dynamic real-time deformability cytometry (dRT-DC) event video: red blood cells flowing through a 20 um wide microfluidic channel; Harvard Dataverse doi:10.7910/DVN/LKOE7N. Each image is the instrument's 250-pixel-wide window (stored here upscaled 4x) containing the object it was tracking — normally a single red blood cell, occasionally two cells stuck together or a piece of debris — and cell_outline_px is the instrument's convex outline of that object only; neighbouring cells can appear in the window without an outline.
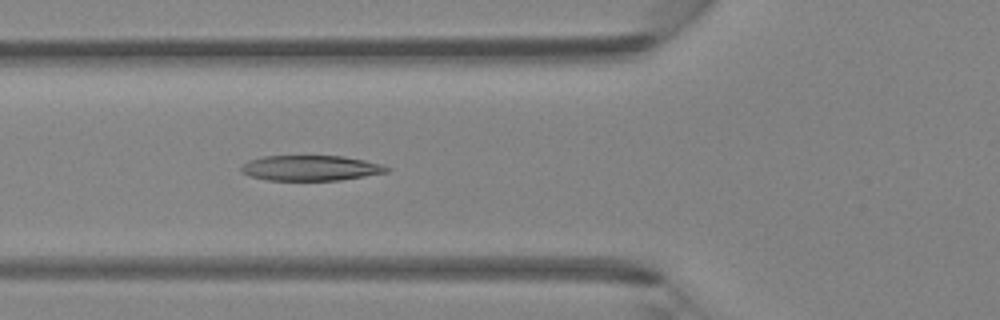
{"species": "Egyptian fruit bat (a non-hibernating species)", "species_latin": "Rousettus aegyptiacus", "temperature_condition": "room temperature", "stored_images_in_passage": 15, "camera_frame_rate_fps": 3000, "um_per_image_px": 0.085, "animal": {"sex": "female"}, "frame": {"image": 1, "passage_image": 11, "time_ms": 3.333, "image_size_px": [1000, 320], "cell_outline_px": [[392, 168], [388, 172], [340, 180], [268, 180], [252, 176], [240, 172], [240, 168], [248, 160], [260, 156], [344, 156], [364, 160], [380, 164]], "centroid_in_image_um": [26.4, 14.27], "position_along_channel_um": 99.4, "area_um2": 21.44}}
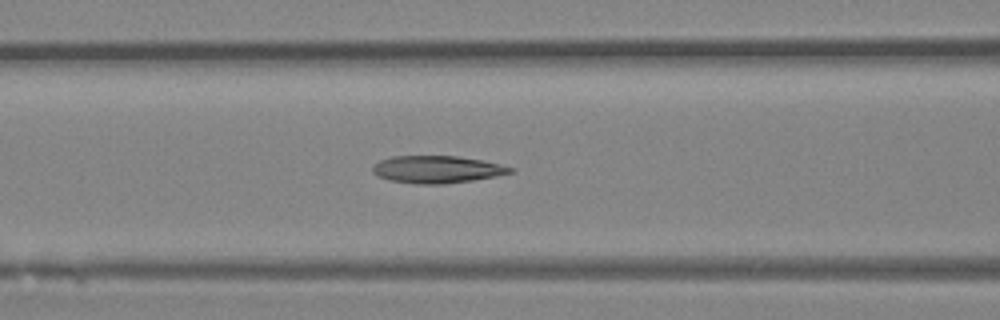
{"frame": {"image": 2, "passage_image": 13, "time_ms": 4.0, "image_size_px": [1000, 320], "cell_outline_px": [[516, 172], [496, 176], [472, 180], [444, 184], [416, 184], [388, 180], [376, 176], [372, 172], [372, 168], [380, 160], [392, 156], [456, 156], [484, 160], [516, 168]], "centroid_in_image_um": [37.17, 14.4], "position_along_channel_um": 129.4, "area_um2": 22.14}}